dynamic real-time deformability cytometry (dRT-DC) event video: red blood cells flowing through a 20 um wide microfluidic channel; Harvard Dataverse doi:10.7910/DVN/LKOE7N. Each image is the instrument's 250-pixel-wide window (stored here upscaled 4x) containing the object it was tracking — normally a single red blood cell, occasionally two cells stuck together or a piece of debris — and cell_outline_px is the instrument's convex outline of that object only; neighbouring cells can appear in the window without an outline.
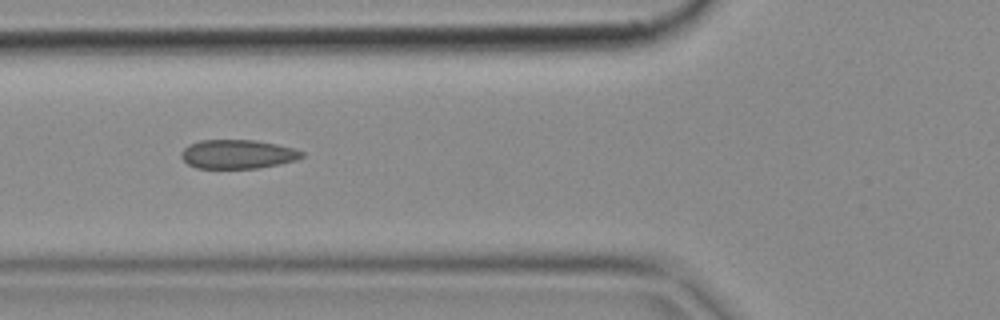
{"species": "common noctule bat (a hibernating species)", "species_latin": "Nyctalus noctula", "temperature_condition": "cold", "stored_images_in_passage": 7, "camera_frame_rate_fps": 3000, "um_per_image_px": 0.085, "animal": {"sex": "female", "body_mass_g": 18.4}, "frame": {"image": 1, "passage_image": 6, "time_ms": 1.667, "image_size_px": [1000, 320], "cell_outline_px": [[304, 156], [296, 160], [280, 164], [256, 168], [196, 168], [188, 164], [180, 156], [180, 152], [188, 144], [200, 140], [256, 140], [276, 144], [292, 148], [304, 152]], "centroid_in_image_um": [20.18, 13.1], "position_along_channel_um": 105.6, "area_um2": 20.4}}
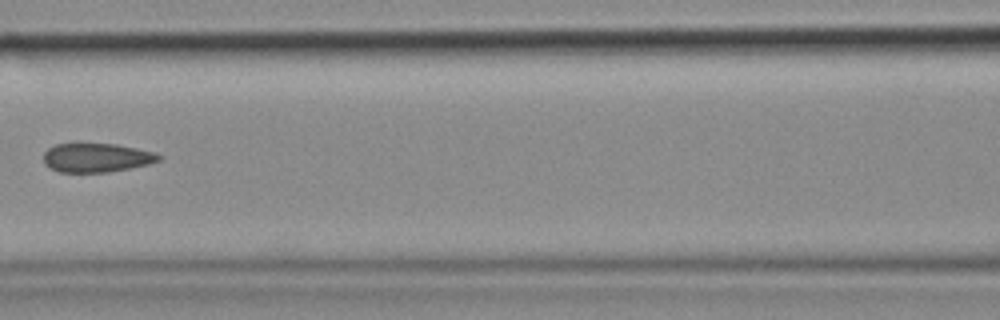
{"frame": {"image": 2, "passage_image": 7, "time_ms": 2.0, "image_size_px": [1000, 320], "cell_outline_px": [[160, 160], [148, 164], [108, 172], [60, 172], [48, 168], [44, 164], [44, 152], [48, 148], [56, 144], [116, 144], [152, 152], [160, 156]], "centroid_in_image_um": [8.14, 13.41], "position_along_channel_um": 158.5, "area_um2": 19.19}}